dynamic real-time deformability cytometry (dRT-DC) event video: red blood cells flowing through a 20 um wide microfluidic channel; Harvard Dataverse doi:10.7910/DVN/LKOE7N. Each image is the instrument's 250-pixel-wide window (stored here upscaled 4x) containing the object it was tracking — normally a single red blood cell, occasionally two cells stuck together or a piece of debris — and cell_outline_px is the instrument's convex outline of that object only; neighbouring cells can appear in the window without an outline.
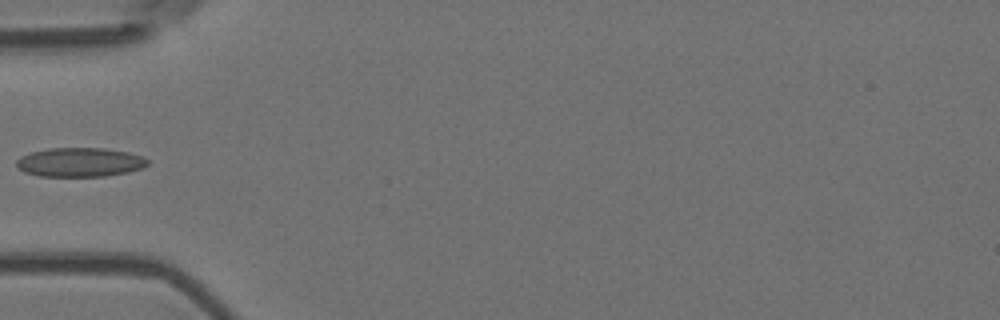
{"species": "Egyptian fruit bat (a non-hibernating species)", "species_latin": "Rousettus aegyptiacus", "temperature_condition": "room temperature", "stored_images_in_passage": 5, "camera_frame_rate_fps": 3000, "um_per_image_px": 0.085, "animal": {"sex": "female"}, "frame": {"image": 1, "passage_image": 5, "time_ms": 1.333, "image_size_px": [1000, 320], "cell_outline_px": [[148, 164], [144, 168], [128, 172], [104, 176], [40, 176], [24, 172], [16, 164], [16, 160], [20, 156], [32, 152], [48, 148], [104, 148], [128, 152], [144, 156], [148, 160]], "centroid_in_image_um": [6.82, 13.78], "position_along_channel_um": 78.2, "area_um2": 22.31}}